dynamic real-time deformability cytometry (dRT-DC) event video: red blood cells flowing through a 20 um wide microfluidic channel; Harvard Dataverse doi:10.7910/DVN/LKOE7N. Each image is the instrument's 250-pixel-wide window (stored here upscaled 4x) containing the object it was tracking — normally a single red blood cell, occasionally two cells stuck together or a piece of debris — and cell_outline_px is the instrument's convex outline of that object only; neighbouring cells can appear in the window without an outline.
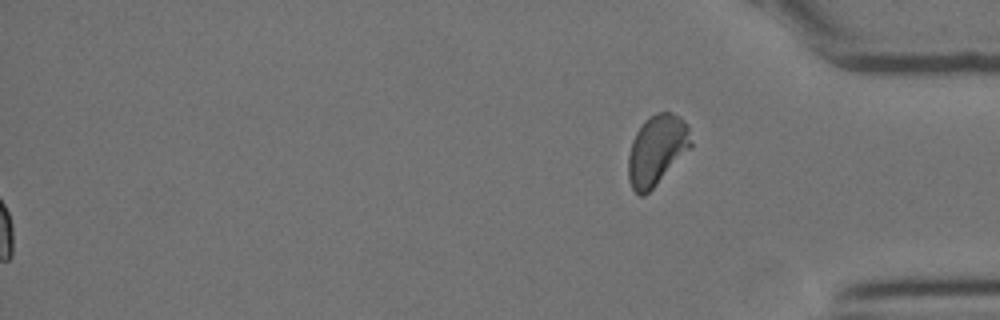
{"species": "Egyptian fruit bat (a non-hibernating species)", "species_latin": "Rousettus aegyptiacus", "temperature_condition": "cold", "stored_images_in_passage": 58, "segment_of_instrument_passage": [2, 2], "camera_frame_rate_fps": 3000, "um_per_image_px": 0.085, "animal": {"sex": "female"}, "frame": {"image": 1, "passage_image": 58, "time_ms": 19.0, "image_size_px": [1000, 320], "cell_outline_px": [[692, 148], [644, 196], [640, 196], [632, 188], [628, 180], [628, 156], [632, 140], [636, 132], [644, 120], [648, 116], [656, 112], [668, 112], [680, 116], [688, 124], [692, 144]], "centroid_in_image_um": [55.83, 12.73], "position_along_channel_um": 379.4, "area_um2": 25.84}}